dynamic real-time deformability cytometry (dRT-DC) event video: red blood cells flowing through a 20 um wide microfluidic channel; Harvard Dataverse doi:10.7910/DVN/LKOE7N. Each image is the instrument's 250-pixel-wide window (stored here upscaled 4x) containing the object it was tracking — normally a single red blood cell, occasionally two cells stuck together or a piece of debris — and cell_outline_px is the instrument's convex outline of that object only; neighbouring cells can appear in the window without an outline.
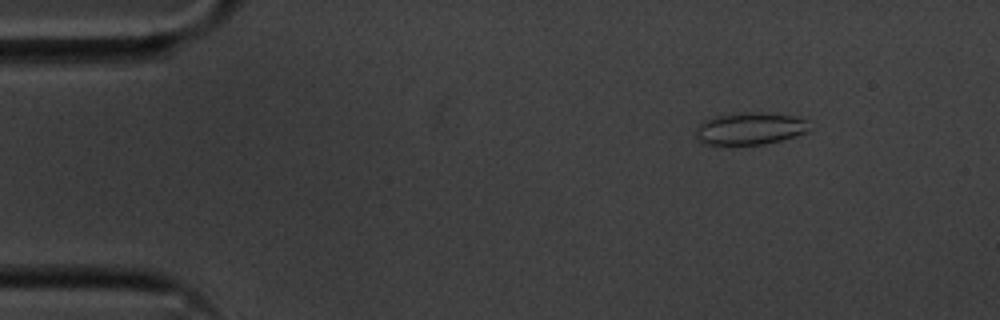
{"species": "common noctule bat (a hibernating species)", "species_latin": "Nyctalus noctula", "temperature_condition": "cold", "stored_images_in_passage": 55, "camera_frame_rate_fps": 3000, "um_per_image_px": 0.085, "animal": {"sex": "male", "body_mass_g": 20.1, "forearm_length_mm": 53.5}, "frame": {"image": 1, "passage_image": 7, "time_ms": 2.0, "image_size_px": [1000, 320], "cell_outline_px": [[808, 132], [796, 136], [764, 144], [700, 144], [696, 136], [696, 124], [712, 116], [736, 112], [756, 112], [792, 116], [808, 120]], "centroid_in_image_um": [63.68, 10.92], "position_along_channel_um": 21.3, "area_um2": 21.5}}
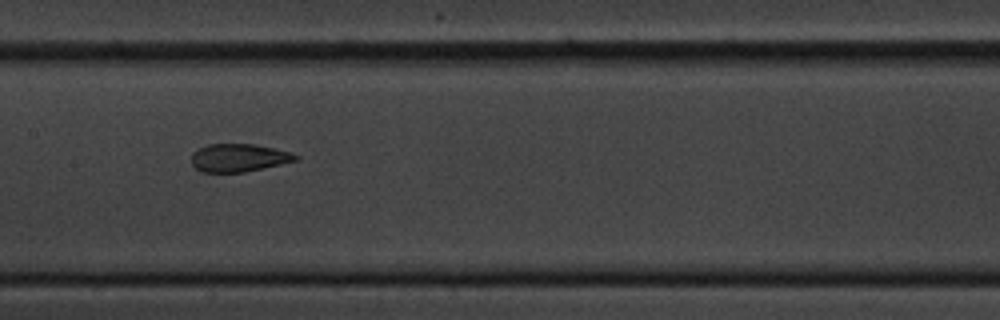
{"frame": {"image": 2, "passage_image": 27, "time_ms": 8.667, "image_size_px": [1000, 320], "cell_outline_px": [[300, 156], [296, 160], [280, 164], [244, 172], [200, 172], [192, 164], [192, 152], [208, 144], [256, 144], [288, 152]], "centroid_in_image_um": [20.25, 13.41], "position_along_channel_um": 187.1, "area_um2": 16.76}}
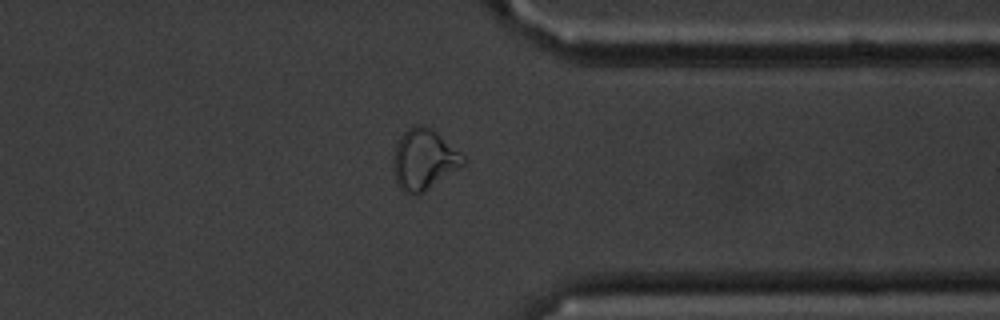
{"frame": {"image": 3, "passage_image": 43, "time_ms": 14.0, "image_size_px": [1000, 320], "cell_outline_px": [[468, 160], [464, 164], [424, 192], [416, 196], [408, 196], [396, 184], [392, 168], [392, 156], [396, 144], [400, 136], [408, 128], [416, 124], [424, 124], [432, 128], [464, 156]], "centroid_in_image_um": [35.98, 13.57], "position_along_channel_um": 375.4, "area_um2": 25.09}, "authors_computed_cell_mechanics": {"area_um2": 19.7098, "velocity_mm_per_s": 3.6193, "shape_relaxation_time_tau1_ms": 6.9203, "shape_relaxation_time_tau2_ms": 1.1373, "deformation_change_tau1": 0.1745, "deformation_change_tau2": 0.0668}}